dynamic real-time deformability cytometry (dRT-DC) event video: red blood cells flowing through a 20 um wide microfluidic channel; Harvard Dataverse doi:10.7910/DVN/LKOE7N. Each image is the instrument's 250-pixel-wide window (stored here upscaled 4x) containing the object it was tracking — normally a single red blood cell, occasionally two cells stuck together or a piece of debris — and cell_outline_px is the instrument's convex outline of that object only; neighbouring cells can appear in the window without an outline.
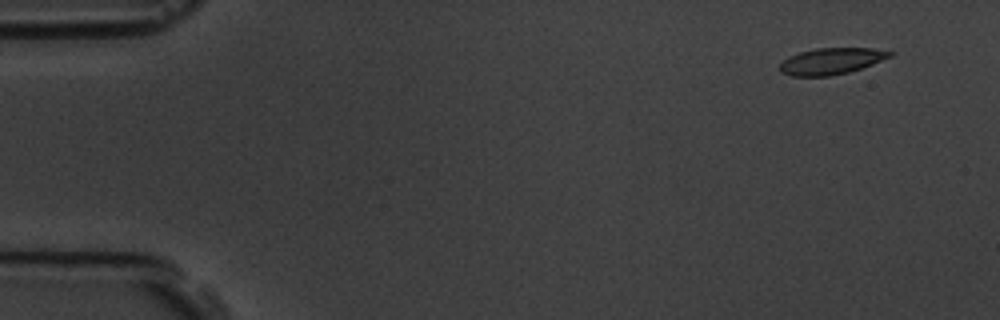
{"species": "common noctule bat (a hibernating species)", "species_latin": "Nyctalus noctula", "temperature_condition": "room temperature", "stored_images_in_passage": 5, "camera_frame_rate_fps": 3000, "um_per_image_px": 0.085, "animal": {"sex": "male", "body_mass_g": 19.5, "forearm_length_mm": 54.6}, "frame": {"image": 1, "passage_image": 1, "time_ms": 0.0, "image_size_px": [1000, 320], "cell_outline_px": [[896, 52], [892, 56], [872, 64], [848, 72], [828, 76], [792, 76], [780, 72], [780, 64], [788, 56], [800, 52], [816, 48], [872, 48]], "centroid_in_image_um": [70.66, 5.19], "position_along_channel_um": 14.3, "area_um2": 16.88}}
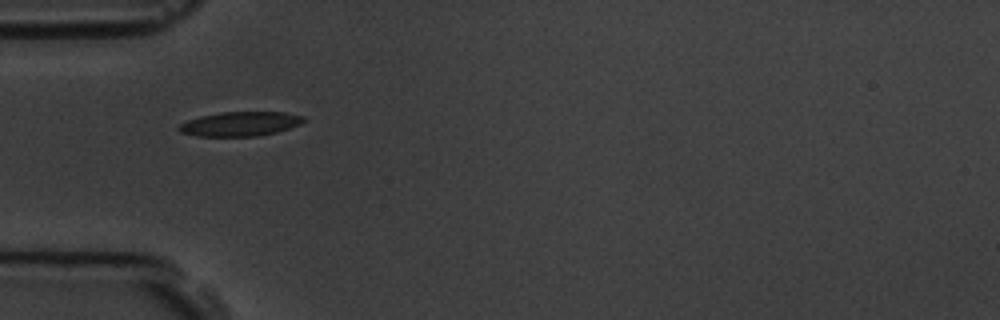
{"frame": {"image": 2, "passage_image": 4, "time_ms": 4.333, "image_size_px": [1000, 320], "cell_outline_px": [[308, 120], [300, 124], [276, 132], [256, 136], [196, 136], [180, 132], [176, 128], [180, 124], [188, 120], [200, 116], [220, 112], [284, 112], [304, 116]], "centroid_in_image_um": [20.41, 10.52], "position_along_channel_um": 64.6, "area_um2": 17.74}}
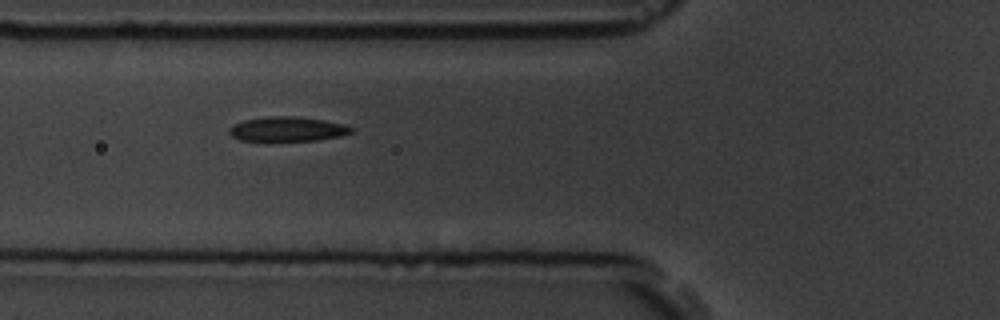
{"frame": {"image": 3, "passage_image": 5, "time_ms": 5.333, "image_size_px": [1000, 320], "cell_outline_px": [[352, 132], [340, 136], [316, 140], [268, 144], [264, 144], [240, 140], [232, 136], [228, 132], [228, 128], [232, 124], [244, 120], [268, 116], [292, 116], [324, 120], [344, 124], [352, 128]], "centroid_in_image_um": [24.32, 11.02], "position_along_channel_um": 101.5, "area_um2": 18.44}}